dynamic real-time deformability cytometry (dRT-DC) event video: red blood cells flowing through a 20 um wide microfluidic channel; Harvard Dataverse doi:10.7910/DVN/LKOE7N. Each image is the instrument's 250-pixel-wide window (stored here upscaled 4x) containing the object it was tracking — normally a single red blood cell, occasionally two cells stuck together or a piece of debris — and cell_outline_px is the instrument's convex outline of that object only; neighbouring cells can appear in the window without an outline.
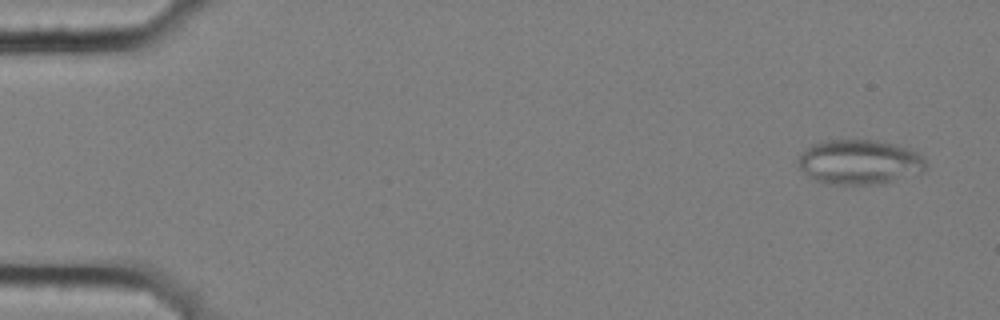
{"species": "common noctule bat (a hibernating species)", "species_latin": "Nyctalus noctula", "temperature_condition": "cold", "stored_images_in_passage": 5, "camera_frame_rate_fps": 3000, "um_per_image_px": 0.085, "animal": {"sex": "female", "body_mass_g": 25.1}, "frame": {"image": 1, "passage_image": 1, "time_ms": 0.0, "image_size_px": [1000, 320], "cell_outline_px": [[924, 172], [880, 184], [832, 184], [812, 180], [800, 168], [796, 160], [800, 152], [812, 144], [828, 140], [876, 140], [896, 144], [908, 148], [924, 156]], "centroid_in_image_um": [73.02, 13.77], "position_along_channel_um": 12.0, "area_um2": 33.47}}